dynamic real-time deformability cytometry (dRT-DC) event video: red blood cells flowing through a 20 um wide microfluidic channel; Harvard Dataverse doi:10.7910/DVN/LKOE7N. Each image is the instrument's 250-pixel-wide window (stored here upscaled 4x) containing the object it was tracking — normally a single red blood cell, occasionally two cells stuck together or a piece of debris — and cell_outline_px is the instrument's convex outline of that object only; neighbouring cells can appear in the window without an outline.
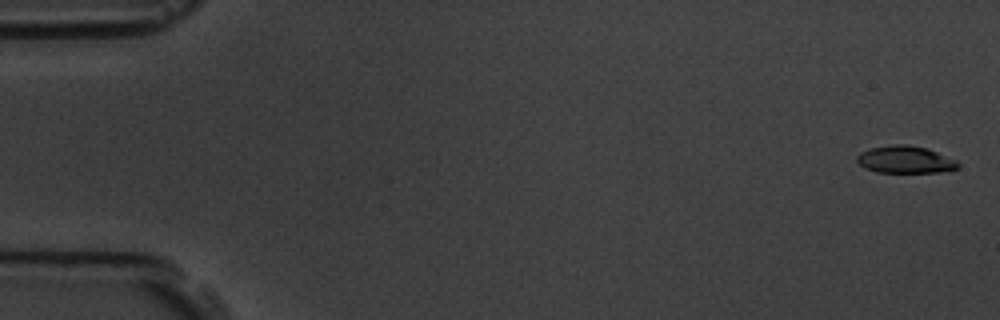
{"species": "common noctule bat (a hibernating species)", "species_latin": "Nyctalus noctula", "temperature_condition": "room temperature", "stored_images_in_passage": 5, "camera_frame_rate_fps": 3000, "um_per_image_px": 0.085, "animal": {"sex": "male", "body_mass_g": 19.5, "forearm_length_mm": 54.6}, "frame": {"image": 1, "passage_image": 1, "time_ms": 0.0, "image_size_px": [1000, 320], "cell_outline_px": [[960, 164], [956, 168], [948, 172], [876, 172], [864, 168], [856, 160], [856, 156], [860, 152], [868, 148], [892, 144], [904, 144], [928, 148], [956, 160]], "centroid_in_image_um": [76.93, 13.56], "position_along_channel_um": 8.1, "area_um2": 16.24}}
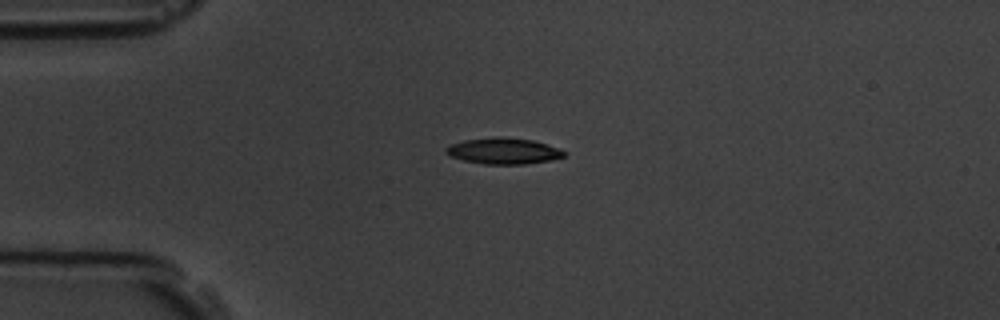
{"frame": {"image": 2, "passage_image": 4, "time_ms": 4.333, "image_size_px": [1000, 320], "cell_outline_px": [[564, 156], [552, 160], [524, 164], [484, 164], [464, 160], [452, 156], [444, 152], [444, 148], [448, 144], [464, 140], [496, 136], [500, 136], [532, 140], [560, 148], [564, 152]], "centroid_in_image_um": [42.76, 12.82], "position_along_channel_um": 42.2, "area_um2": 18.03}}